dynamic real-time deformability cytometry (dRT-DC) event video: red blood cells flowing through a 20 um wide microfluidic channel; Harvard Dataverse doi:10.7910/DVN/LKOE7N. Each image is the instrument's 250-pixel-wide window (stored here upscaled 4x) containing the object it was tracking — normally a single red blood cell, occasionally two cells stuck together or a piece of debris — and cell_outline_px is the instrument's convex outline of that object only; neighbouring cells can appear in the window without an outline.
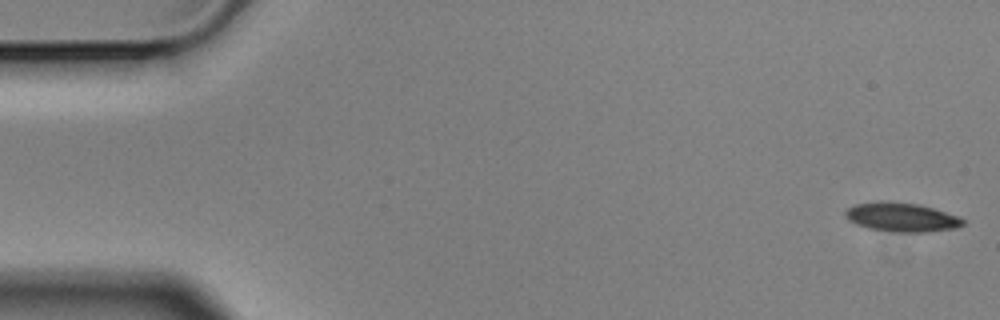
{"species": "Egyptian fruit bat (a non-hibernating species)", "species_latin": "Rousettus aegyptiacus", "temperature_condition": "cold", "stored_images_in_passage": 5, "camera_frame_rate_fps": 3000, "um_per_image_px": 0.085, "animal": {"sex": "male"}, "frame": {"image": 1, "passage_image": 1, "time_ms": 0.0, "image_size_px": [1000, 320], "cell_outline_px": [[964, 224], [956, 228], [924, 232], [896, 232], [868, 228], [856, 224], [848, 220], [844, 212], [848, 208], [856, 204], [880, 200], [916, 204], [932, 208], [956, 216], [964, 220]], "centroid_in_image_um": [76.59, 18.46], "position_along_channel_um": 8.4, "area_um2": 19.65}}